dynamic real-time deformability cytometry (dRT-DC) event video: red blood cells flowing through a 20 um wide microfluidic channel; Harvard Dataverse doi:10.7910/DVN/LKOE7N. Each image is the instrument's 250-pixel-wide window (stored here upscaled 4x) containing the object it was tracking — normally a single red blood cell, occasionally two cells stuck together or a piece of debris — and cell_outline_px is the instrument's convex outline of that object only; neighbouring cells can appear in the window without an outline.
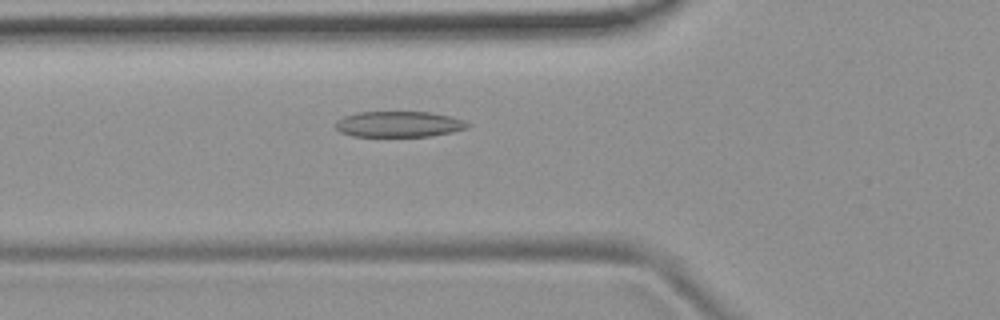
{"species": "common noctule bat (a hibernating species)", "species_latin": "Nyctalus noctula", "temperature_condition": "room temperature", "stored_images_in_passage": 51, "camera_frame_rate_fps": 3000, "um_per_image_px": 0.085, "animal": {"sex": "female", "body_mass_g": 19.9}, "frame": {"image": 1, "passage_image": 17, "time_ms": 5.333, "image_size_px": [1000, 320], "cell_outline_px": [[472, 124], [468, 128], [452, 132], [428, 136], [352, 136], [340, 132], [336, 128], [336, 120], [344, 116], [360, 112], [432, 112], [452, 116], [464, 120]], "centroid_in_image_um": [33.94, 10.55], "position_along_channel_um": 91.9, "area_um2": 19.94}}
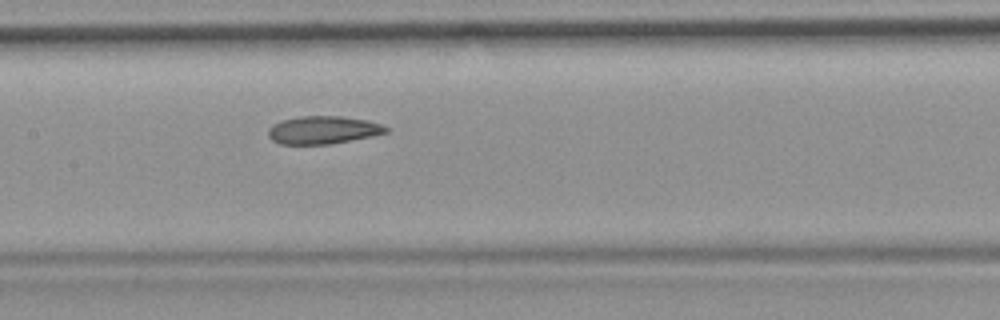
{"frame": {"image": 2, "passage_image": 24, "time_ms": 7.667, "image_size_px": [1000, 320], "cell_outline_px": [[388, 132], [372, 136], [328, 144], [280, 144], [272, 140], [268, 136], [268, 128], [272, 124], [280, 120], [300, 116], [340, 116], [368, 120], [380, 124], [388, 128]], "centroid_in_image_um": [27.42, 11.04], "position_along_channel_um": 180.0, "area_um2": 19.13}}
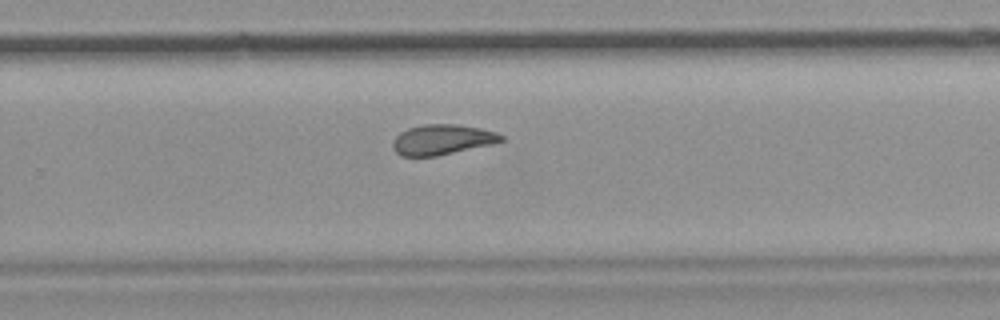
{"frame": {"image": 3, "passage_image": 33, "time_ms": 10.667, "image_size_px": [1000, 320], "cell_outline_px": [[504, 140], [492, 144], [436, 156], [400, 156], [392, 148], [392, 144], [396, 136], [400, 132], [408, 128], [424, 124], [456, 124], [480, 128], [496, 132], [504, 136]], "centroid_in_image_um": [37.57, 11.86], "position_along_channel_um": 292.2, "area_um2": 19.07}, "authors_computed_cell_mechanics": {"area_um2": 20.4612, "velocity_mm_per_s": 3.7603, "shape_relaxation_time_tau1_ms": null, "shape_relaxation_time_tau2_ms": 2.807, "deformation_change_tau1": null, "deformation_change_tau2": 0.0919}}